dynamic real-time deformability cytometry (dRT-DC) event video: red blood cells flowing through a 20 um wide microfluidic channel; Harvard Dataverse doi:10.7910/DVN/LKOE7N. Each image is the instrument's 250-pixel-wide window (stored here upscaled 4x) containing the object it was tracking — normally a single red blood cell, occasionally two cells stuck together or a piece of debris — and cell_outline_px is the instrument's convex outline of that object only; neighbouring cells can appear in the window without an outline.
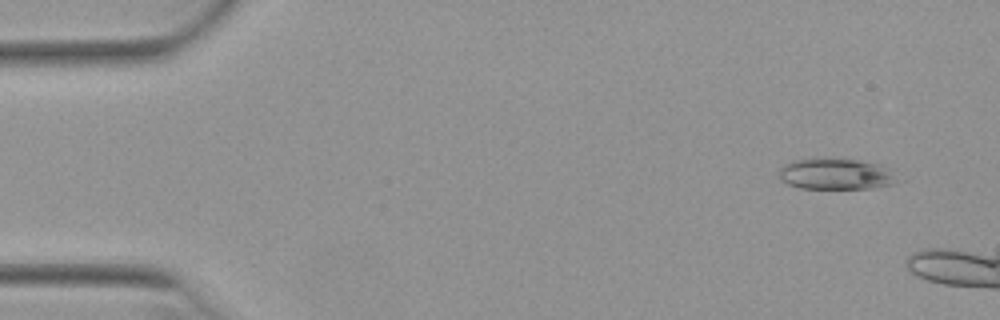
{"species": "Egyptian fruit bat (a non-hibernating species)", "species_latin": "Rousettus aegyptiacus", "temperature_condition": "warm", "stored_images_in_passage": 13, "camera_frame_rate_fps": 3000, "um_per_image_px": 0.085, "animal": {"sex": "female"}, "frame": {"image": 1, "passage_image": 1, "time_ms": 0.0, "image_size_px": [1000, 320], "cell_outline_px": [[908, 180], [892, 184], [872, 188], [800, 188], [788, 184], [780, 176], [780, 168], [784, 164], [796, 160], [856, 160], [880, 164], [896, 168]], "centroid_in_image_um": [71.32, 14.81], "position_along_channel_um": 13.7, "area_um2": 21.68}}
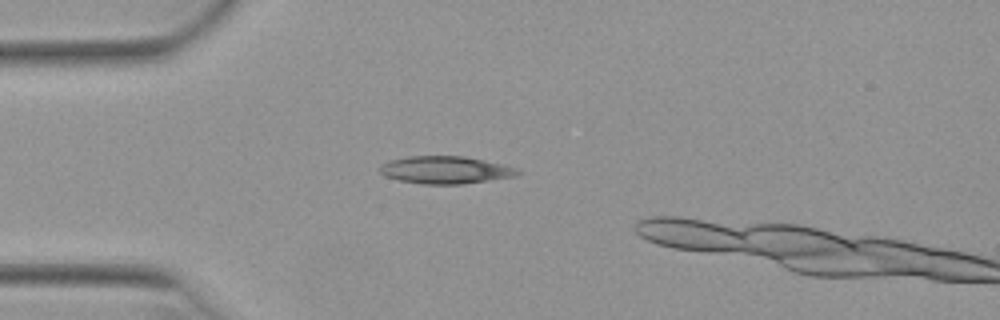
{"frame": {"image": 2, "passage_image": 11, "time_ms": 3.333, "image_size_px": [1000, 320], "cell_outline_px": [[524, 172], [516, 176], [464, 184], [424, 184], [400, 180], [388, 176], [380, 172], [380, 168], [388, 160], [408, 156], [464, 156], [500, 164], [516, 168]], "centroid_in_image_um": [37.9, 14.44], "position_along_channel_um": 47.1, "area_um2": 21.85}}